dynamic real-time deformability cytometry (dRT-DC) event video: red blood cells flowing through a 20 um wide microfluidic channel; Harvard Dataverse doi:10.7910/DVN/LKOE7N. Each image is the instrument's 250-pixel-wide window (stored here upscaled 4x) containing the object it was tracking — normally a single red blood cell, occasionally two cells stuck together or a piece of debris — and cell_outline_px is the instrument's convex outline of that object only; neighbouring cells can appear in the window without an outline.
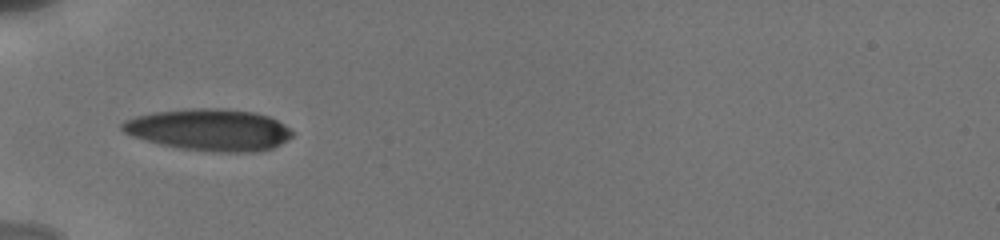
{"species": "human", "species_latin": "Homo sapiens", "temperature_condition": "cold", "stored_images_in_passage": 44, "camera_frame_rate_fps": 3000, "um_per_image_px": 0.085, "donor": {"sex": "male"}, "frame": {"image": 1, "passage_image": 1, "time_ms": 0.0, "image_size_px": [1000, 240], "cell_outline_px": [[292, 136], [288, 140], [272, 148], [260, 152], [220, 152], [180, 148], [160, 144], [132, 136], [124, 132], [120, 128], [120, 124], [124, 120], [136, 116], [152, 112], [192, 108], [220, 108], [256, 112], [268, 116], [284, 124], [292, 132]], "centroid_in_image_um": [17.78, 11.03], "position_along_channel_um": 67.2, "area_um2": 41.5}}
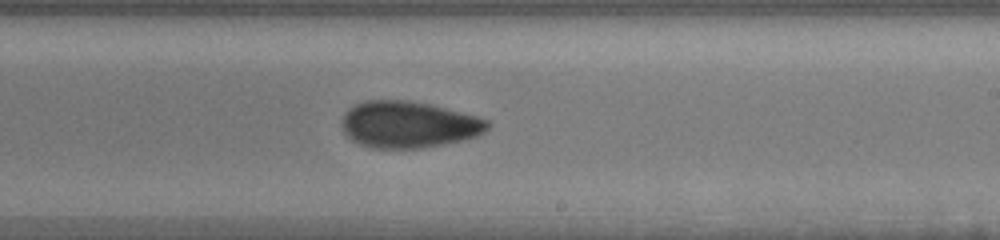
{"frame": {"image": 2, "passage_image": 23, "time_ms": 5.0, "image_size_px": [1000, 240], "cell_outline_px": [[492, 124], [484, 132], [476, 136], [464, 140], [444, 144], [420, 148], [372, 148], [360, 144], [352, 140], [344, 132], [340, 120], [344, 112], [352, 104], [364, 100], [408, 100], [428, 104], [476, 116], [488, 120]], "centroid_in_image_um": [34.68, 10.58], "position_along_channel_um": 254.3, "area_um2": 39.77}}
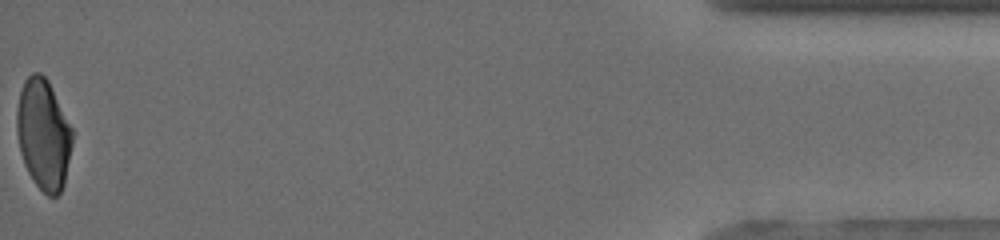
{"frame": {"image": 3, "passage_image": 44, "time_ms": 11.667, "image_size_px": [1000, 240], "cell_outline_px": [[72, 144], [64, 184], [60, 192], [56, 196], [48, 196], [36, 184], [28, 172], [24, 164], [20, 152], [16, 132], [16, 108], [20, 92], [24, 80], [32, 72], [40, 72], [48, 80], [72, 128]], "centroid_in_image_um": [3.67, 11.4], "position_along_channel_um": 431.5, "area_um2": 35.78}, "authors_computed_cell_mechanics": {"area_um2": 40.2288, "velocity_mm_per_s": 3.8547, "shape_relaxation_time_tau1_ms": 5.6188, "shape_relaxation_time_tau2_ms": 3.2161, "deformation_change_tau1": 0.16, "deformation_change_tau2": 0.0833}}